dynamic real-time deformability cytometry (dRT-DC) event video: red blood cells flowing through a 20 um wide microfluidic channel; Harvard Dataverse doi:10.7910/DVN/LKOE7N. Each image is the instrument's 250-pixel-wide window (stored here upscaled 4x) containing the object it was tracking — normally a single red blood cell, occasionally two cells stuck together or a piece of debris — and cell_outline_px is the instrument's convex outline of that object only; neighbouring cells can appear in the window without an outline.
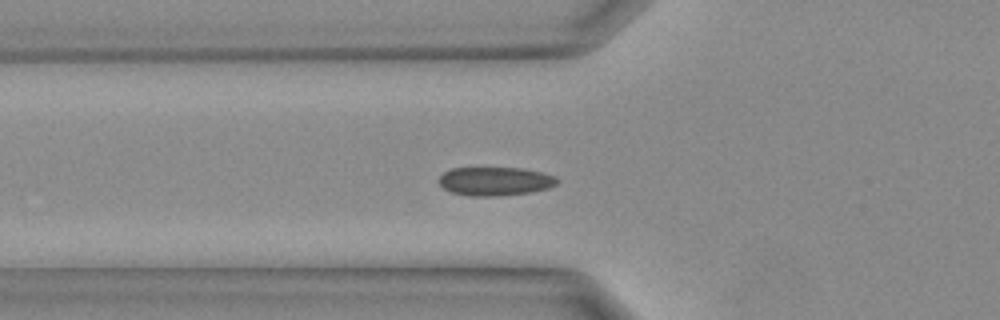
{"species": "Egyptian fruit bat (a non-hibernating species)", "species_latin": "Rousettus aegyptiacus", "temperature_condition": "warm", "stored_images_in_passage": 33, "camera_frame_rate_fps": 3000, "um_per_image_px": 0.085, "animal": {"sex": "female"}, "frame": {"image": 1, "passage_image": 11, "time_ms": 3.333, "image_size_px": [1000, 320], "cell_outline_px": [[560, 180], [556, 184], [548, 188], [532, 192], [496, 196], [468, 196], [452, 192], [444, 188], [440, 184], [440, 176], [444, 172], [452, 168], [524, 168], [544, 172], [556, 176]], "centroid_in_image_um": [42.13, 15.4], "position_along_channel_um": 83.7, "area_um2": 19.83}}
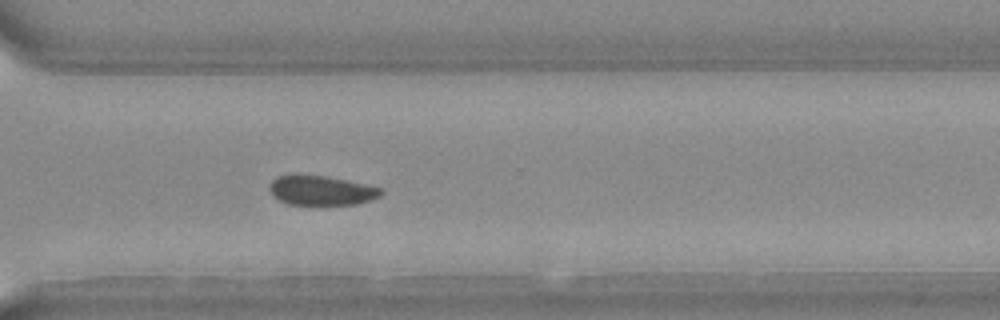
{"frame": {"image": 2, "passage_image": 24, "time_ms": 7.667, "image_size_px": [1000, 320], "cell_outline_px": [[384, 192], [380, 196], [372, 200], [356, 204], [288, 204], [280, 200], [268, 188], [272, 180], [276, 176], [292, 172], [296, 172], [324, 176], [384, 188]], "centroid_in_image_um": [27.29, 16.15], "position_along_channel_um": 343.3, "area_um2": 19.48}}
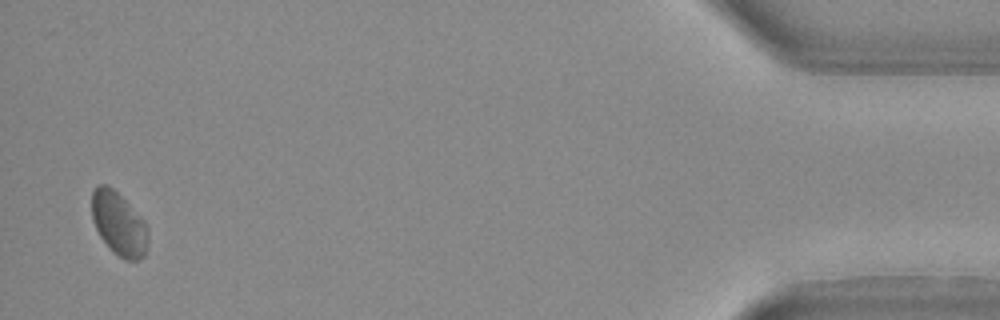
{"frame": {"image": 3, "passage_image": 32, "time_ms": 10.333, "image_size_px": [1000, 320], "cell_outline_px": [[148, 244], [144, 256], [140, 260], [124, 260], [112, 252], [100, 236], [92, 220], [92, 192], [100, 184], [104, 184], [112, 188], [148, 224]], "centroid_in_image_um": [10.12, 19.07], "position_along_channel_um": 425.1, "area_um2": 20.75}}